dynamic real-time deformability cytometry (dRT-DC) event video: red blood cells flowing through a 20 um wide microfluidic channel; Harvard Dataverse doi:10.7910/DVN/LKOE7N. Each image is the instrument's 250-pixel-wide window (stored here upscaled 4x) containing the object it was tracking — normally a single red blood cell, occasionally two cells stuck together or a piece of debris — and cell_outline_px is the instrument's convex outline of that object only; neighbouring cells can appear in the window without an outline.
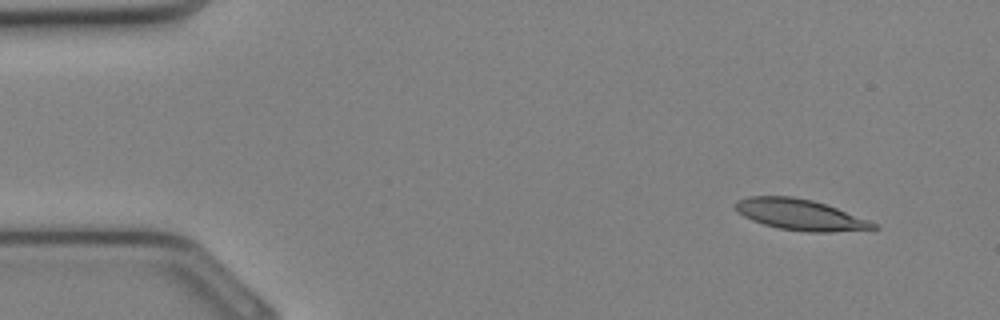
{"species": "Egyptian fruit bat (a non-hibernating species)", "species_latin": "Rousettus aegyptiacus", "temperature_condition": "cold", "stored_images_in_passage": 7, "segment_of_instrument_passage": [1, 2], "camera_frame_rate_fps": 3000, "um_per_image_px": 0.085, "animal": {"sex": "female"}, "frame": {"image": 1, "passage_image": 1, "time_ms": 0.0, "image_size_px": [1000, 320], "cell_outline_px": [[880, 228], [828, 232], [808, 232], [780, 228], [764, 224], [752, 220], [744, 216], [736, 208], [736, 200], [748, 196], [792, 196], [812, 200], [836, 208], [868, 220], [876, 224]], "centroid_in_image_um": [67.99, 18.24], "position_along_channel_um": 17.0, "area_um2": 24.39}}